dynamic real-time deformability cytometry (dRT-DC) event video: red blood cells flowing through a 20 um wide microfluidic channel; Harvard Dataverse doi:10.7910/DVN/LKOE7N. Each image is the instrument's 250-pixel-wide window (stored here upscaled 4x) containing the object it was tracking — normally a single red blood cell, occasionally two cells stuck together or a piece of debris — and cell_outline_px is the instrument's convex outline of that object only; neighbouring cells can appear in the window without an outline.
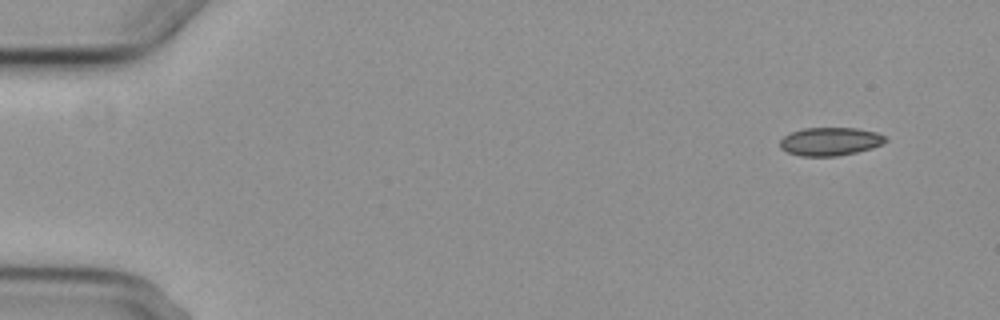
{"species": "common noctule bat (a hibernating species)", "species_latin": "Nyctalus noctula", "temperature_condition": "cold", "stored_images_in_passage": 5, "camera_frame_rate_fps": 3000, "um_per_image_px": 0.085, "animal": {"sex": "female", "body_mass_g": 29.2, "forearm_length_mm": 56.3}, "frame": {"image": 1, "passage_image": 2, "time_ms": 1.0, "image_size_px": [1000, 320], "cell_outline_px": [[888, 140], [884, 144], [872, 148], [856, 152], [836, 156], [800, 156], [788, 152], [780, 148], [780, 140], [784, 136], [792, 132], [804, 128], [856, 128], [876, 132], [884, 136]], "centroid_in_image_um": [70.57, 12.03], "position_along_channel_um": 14.4, "area_um2": 17.34}}
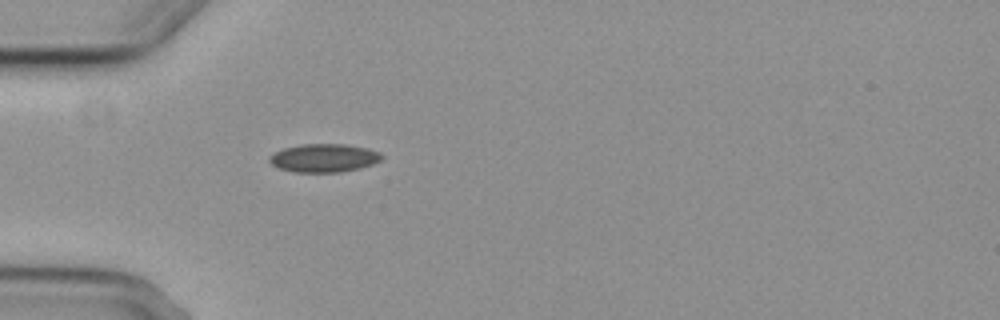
{"frame": {"image": 2, "passage_image": 5, "time_ms": 5.333, "image_size_px": [1000, 320], "cell_outline_px": [[384, 156], [380, 160], [372, 164], [360, 168], [340, 172], [292, 172], [280, 168], [272, 164], [268, 160], [268, 156], [284, 148], [300, 144], [344, 144], [368, 148], [380, 152]], "centroid_in_image_um": [27.54, 13.42], "position_along_channel_um": 57.5, "area_um2": 18.55}}